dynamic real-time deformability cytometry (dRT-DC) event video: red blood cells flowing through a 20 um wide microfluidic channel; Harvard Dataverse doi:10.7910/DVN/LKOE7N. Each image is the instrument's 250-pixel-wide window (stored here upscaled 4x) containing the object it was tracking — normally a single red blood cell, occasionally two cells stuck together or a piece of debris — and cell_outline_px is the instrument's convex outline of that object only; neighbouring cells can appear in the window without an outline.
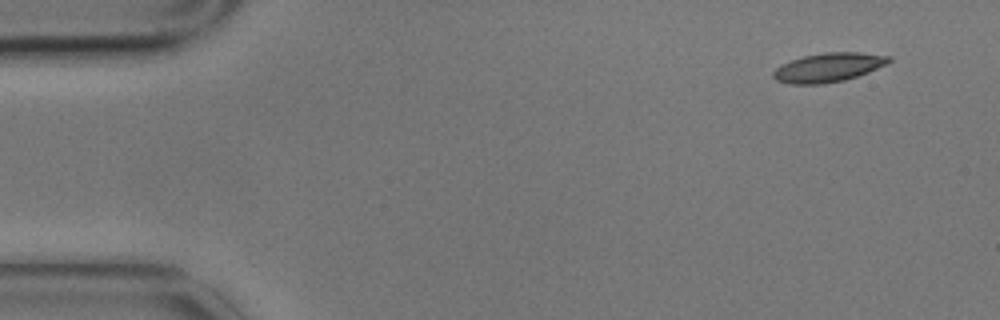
{"species": "common noctule bat (a hibernating species)", "species_latin": "Nyctalus noctula", "temperature_condition": "cold", "stored_images_in_passage": 4, "camera_frame_rate_fps": 3000, "um_per_image_px": 0.085, "animal": {"sex": "male", "body_mass_g": 17.9}, "frame": {"image": 1, "passage_image": 1, "time_ms": 0.0, "image_size_px": [1000, 320], "cell_outline_px": [[892, 60], [868, 72], [844, 80], [824, 84], [792, 84], [776, 80], [772, 76], [772, 72], [780, 64], [804, 56], [824, 52], [860, 52], [892, 56]], "centroid_in_image_um": [70.39, 5.73], "position_along_channel_um": 14.6, "area_um2": 19.48}}
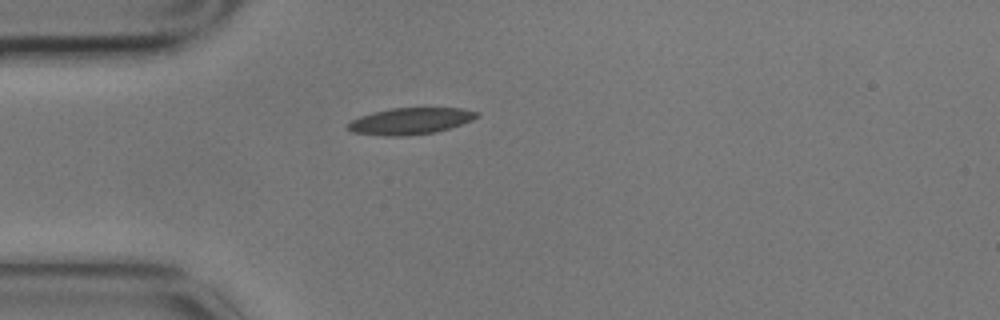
{"frame": {"image": 2, "passage_image": 4, "time_ms": 1.0, "image_size_px": [1000, 320], "cell_outline_px": [[480, 116], [472, 120], [436, 132], [404, 136], [384, 136], [352, 132], [348, 128], [348, 124], [352, 120], [360, 116], [372, 112], [392, 108], [460, 108], [480, 112]], "centroid_in_image_um": [34.89, 10.29], "position_along_channel_um": 50.1, "area_um2": 19.88}}